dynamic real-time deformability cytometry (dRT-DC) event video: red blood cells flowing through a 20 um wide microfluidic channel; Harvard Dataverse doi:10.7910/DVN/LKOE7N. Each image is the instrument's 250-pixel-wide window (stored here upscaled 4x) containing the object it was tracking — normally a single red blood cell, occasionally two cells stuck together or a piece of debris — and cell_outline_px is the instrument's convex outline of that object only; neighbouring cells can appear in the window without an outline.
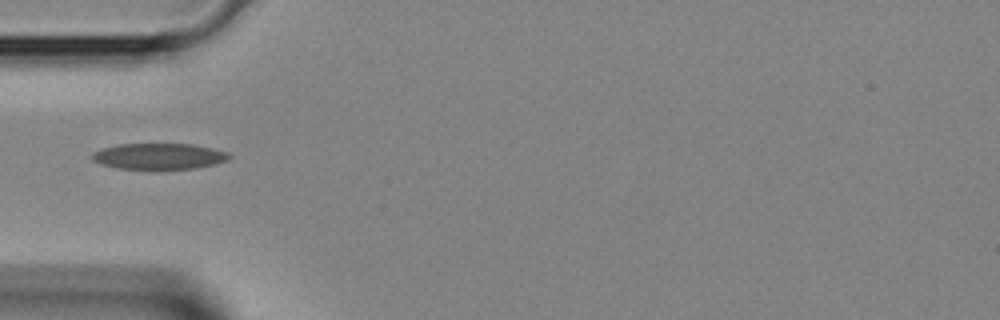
{"species": "Egyptian fruit bat (a non-hibernating species)", "species_latin": "Rousettus aegyptiacus", "temperature_condition": "room temperature", "stored_images_in_passage": 3, "camera_frame_rate_fps": 3000, "um_per_image_px": 0.085, "animal": {"sex": "female"}, "frame": {"image": 1, "passage_image": 3, "time_ms": 0.667, "image_size_px": [1000, 320], "cell_outline_px": [[232, 156], [228, 160], [196, 168], [116, 168], [100, 164], [92, 160], [92, 152], [104, 148], [120, 144], [192, 144], [212, 148], [228, 152]], "centroid_in_image_um": [13.51, 13.27], "position_along_channel_um": 71.5, "area_um2": 20.46}}